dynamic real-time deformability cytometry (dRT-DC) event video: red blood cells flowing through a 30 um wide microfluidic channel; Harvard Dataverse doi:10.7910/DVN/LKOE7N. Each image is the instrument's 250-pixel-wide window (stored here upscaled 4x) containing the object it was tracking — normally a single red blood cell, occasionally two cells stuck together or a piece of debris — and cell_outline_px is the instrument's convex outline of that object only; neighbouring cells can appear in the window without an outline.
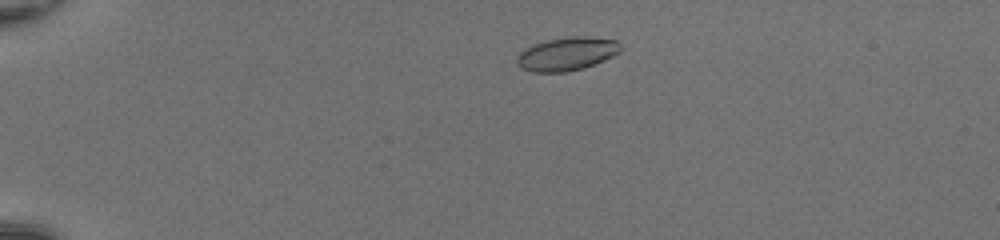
{"species": "common noctule bat (a hibernating species)", "species_latin": "Nyctalus noctula", "temperature_condition": "room temperature", "stored_images_in_passage": 46, "camera_frame_rate_fps": 3000, "um_per_image_px": 0.085, "animal": {"sex": "female", "body_mass_g": 20.0, "forearm_length_mm": 54.0}, "frame": {"image": 1, "passage_image": 7, "time_ms": 2.0, "image_size_px": [1000, 240], "cell_outline_px": [[624, 48], [620, 52], [604, 60], [584, 68], [564, 72], [532, 72], [520, 68], [516, 64], [516, 56], [524, 48], [548, 40], [576, 36], [588, 36], [616, 40]], "centroid_in_image_um": [48.18, 4.59], "position_along_channel_um": 36.8, "area_um2": 20.23}}
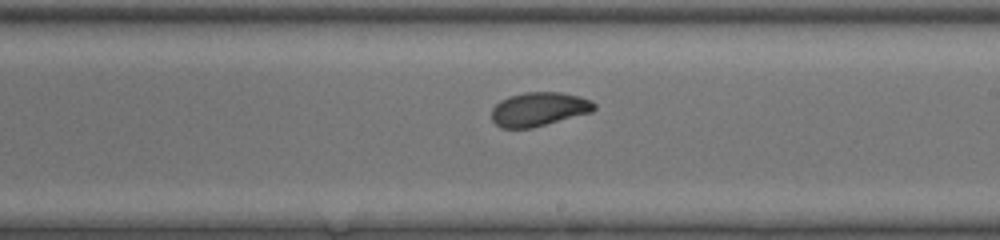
{"frame": {"image": 2, "passage_image": 27, "time_ms": 8.667, "image_size_px": [1000, 240], "cell_outline_px": [[596, 108], [592, 112], [532, 128], [500, 128], [492, 120], [492, 108], [500, 100], [508, 96], [524, 92], [560, 92], [580, 96], [592, 100], [596, 104]], "centroid_in_image_um": [45.82, 9.27], "position_along_channel_um": 243.2, "area_um2": 20.46}}
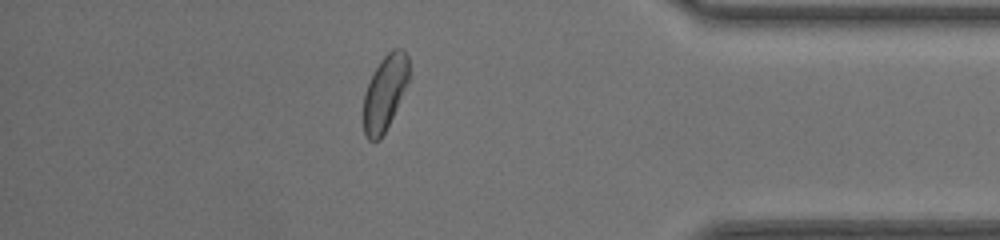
{"frame": {"image": 3, "passage_image": 40, "time_ms": 13.0, "image_size_px": [1000, 240], "cell_outline_px": [[408, 80], [396, 108], [380, 140], [368, 140], [364, 132], [364, 92], [380, 60], [392, 48], [400, 48], [408, 56]], "centroid_in_image_um": [32.7, 7.86], "position_along_channel_um": 402.5, "area_um2": 19.31}, "authors_computed_cell_mechanics": {"area_um2": 20.3456, "velocity_mm_per_s": 4.2155, "shape_relaxation_time_tau1_ms": 2.9098, "shape_relaxation_time_tau2_ms": 1.4245, "deformation_change_tau1": 0.1343, "deformation_change_tau2": 0.0566}}